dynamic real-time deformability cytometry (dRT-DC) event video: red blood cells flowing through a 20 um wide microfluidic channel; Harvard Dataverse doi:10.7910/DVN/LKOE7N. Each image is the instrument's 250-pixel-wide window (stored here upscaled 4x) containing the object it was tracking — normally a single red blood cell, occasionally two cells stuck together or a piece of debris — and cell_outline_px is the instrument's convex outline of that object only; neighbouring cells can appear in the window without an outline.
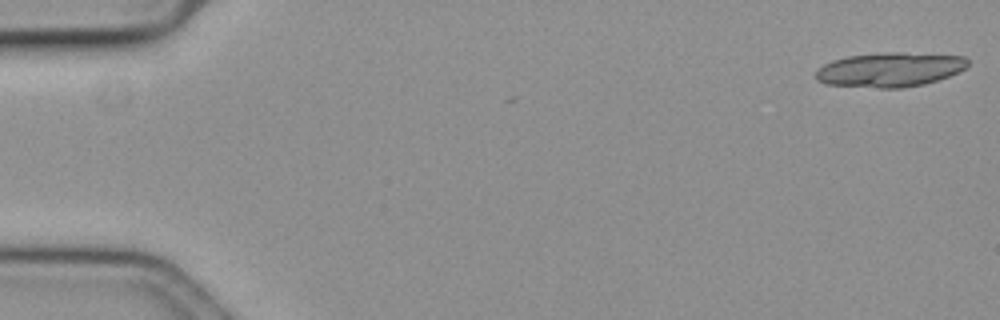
{"species": "common noctule bat (a hibernating species)", "species_latin": "Nyctalus noctula", "temperature_condition": "cold", "stored_images_in_passage": 5, "camera_frame_rate_fps": 3000, "um_per_image_px": 0.085, "animal": {"sex": "female", "body_mass_g": 19.3, "forearm_length_mm": 54.1}, "frame": {"image": 1, "passage_image": 1, "time_ms": 0.0, "image_size_px": [1000, 320], "cell_outline_px": [[968, 64], [960, 72], [924, 84], [900, 88], [880, 88], [824, 84], [816, 80], [816, 72], [824, 64], [832, 60], [848, 56], [880, 52], [904, 52], [964, 56], [968, 60]], "centroid_in_image_um": [75.63, 5.91], "position_along_channel_um": 9.4, "area_um2": 30.58}}